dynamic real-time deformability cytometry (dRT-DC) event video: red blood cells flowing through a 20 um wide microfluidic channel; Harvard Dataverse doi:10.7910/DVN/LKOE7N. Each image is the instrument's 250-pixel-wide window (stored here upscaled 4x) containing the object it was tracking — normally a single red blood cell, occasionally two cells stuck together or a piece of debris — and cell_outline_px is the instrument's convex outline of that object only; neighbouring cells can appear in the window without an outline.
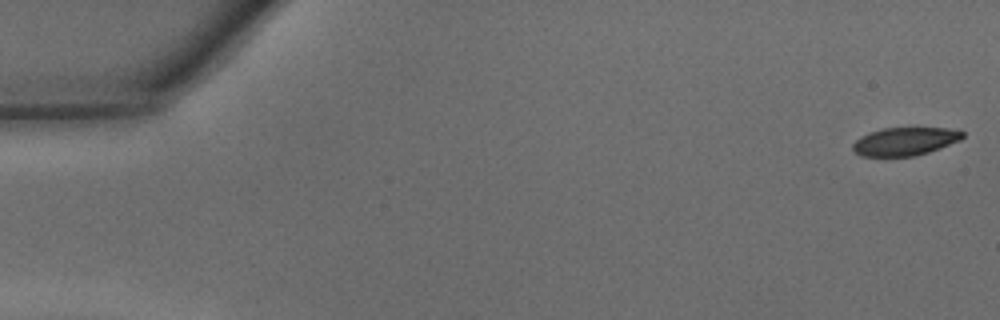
{"species": "common noctule bat (a hibernating species)", "species_latin": "Nyctalus noctula", "temperature_condition": "warm", "stored_images_in_passage": 42, "camera_frame_rate_fps": 3000, "um_per_image_px": 0.085, "animal": {"sex": "male", "body_mass_g": 15.6}, "frame": {"image": 1, "passage_image": 1, "time_ms": 0.0, "image_size_px": [1000, 320], "cell_outline_px": [[964, 136], [960, 140], [928, 152], [916, 156], [860, 156], [852, 148], [852, 144], [860, 136], [884, 128], [948, 128], [964, 132]], "centroid_in_image_um": [76.91, 12.02], "position_along_channel_um": 8.1, "area_um2": 17.8}}
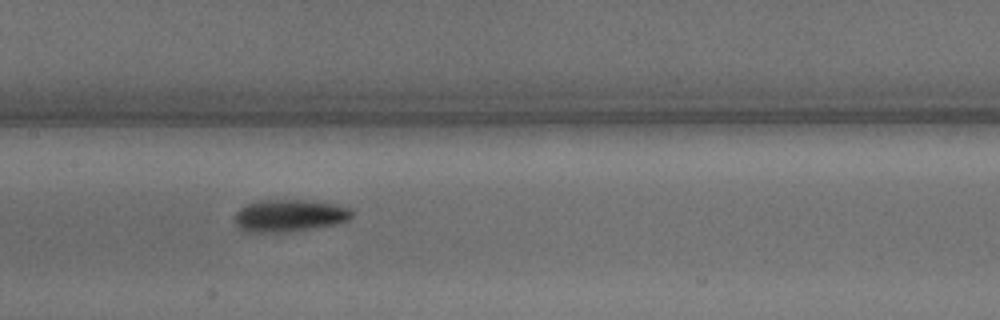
{"frame": {"image": 2, "passage_image": 23, "time_ms": 7.333, "image_size_px": [1000, 320], "cell_outline_px": [[352, 216], [348, 220], [336, 224], [312, 228], [284, 232], [244, 232], [232, 220], [236, 212], [240, 208], [248, 204], [260, 200], [304, 200], [336, 204], [348, 208], [352, 212]], "centroid_in_image_um": [24.55, 18.33], "position_along_channel_um": 182.8, "area_um2": 21.96}}
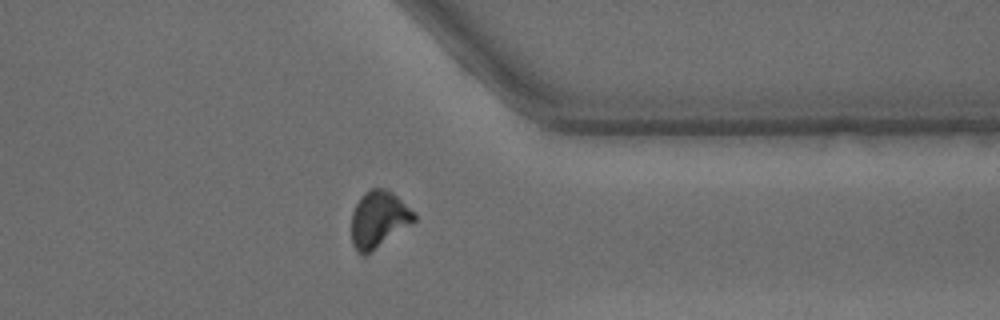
{"frame": {"image": 3, "passage_image": 37, "time_ms": 12.0, "image_size_px": [1000, 320], "cell_outline_px": [[416, 220], [364, 256], [352, 244], [352, 212], [360, 196], [364, 192], [372, 188], [388, 188], [416, 216]], "centroid_in_image_um": [32.15, 18.61], "position_along_channel_um": 379.3, "area_um2": 20.11}}